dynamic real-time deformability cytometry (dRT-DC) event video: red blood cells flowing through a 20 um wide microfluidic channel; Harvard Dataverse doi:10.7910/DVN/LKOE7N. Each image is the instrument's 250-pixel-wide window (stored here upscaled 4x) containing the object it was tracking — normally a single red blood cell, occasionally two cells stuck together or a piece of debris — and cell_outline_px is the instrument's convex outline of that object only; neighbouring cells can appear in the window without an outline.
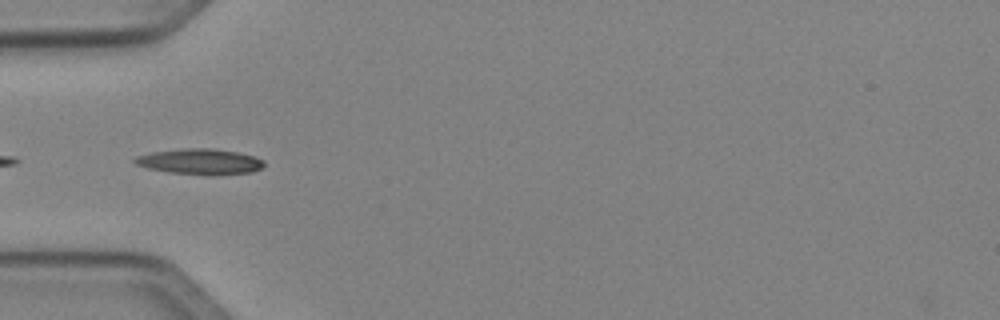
{"species": "Egyptian fruit bat (a non-hibernating species)", "species_latin": "Rousettus aegyptiacus", "temperature_condition": "cold", "stored_images_in_passage": 35, "camera_frame_rate_fps": 3000, "um_per_image_px": 0.085, "animal": {"sex": "female"}, "frame": {"image": 1, "passage_image": 1, "time_ms": 0.0, "image_size_px": [1000, 320], "cell_outline_px": [[264, 164], [260, 168], [252, 172], [208, 176], [168, 172], [148, 168], [136, 164], [132, 160], [136, 156], [152, 152], [180, 148], [212, 148], [236, 152], [256, 156], [264, 160]], "centroid_in_image_um": [17.0, 13.74], "position_along_channel_um": 68.0, "area_um2": 19.54}}
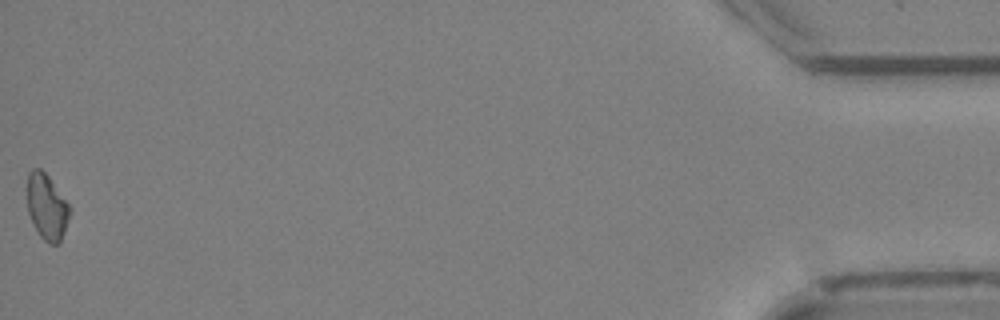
{"frame": {"image": 2, "passage_image": 35, "time_ms": 11.333, "image_size_px": [1000, 320], "cell_outline_px": [[68, 216], [64, 232], [60, 244], [48, 244], [40, 236], [28, 212], [28, 172], [32, 168], [40, 168], [48, 176], [68, 204]], "centroid_in_image_um": [3.96, 17.59], "position_along_channel_um": 431.2, "area_um2": 15.78}}